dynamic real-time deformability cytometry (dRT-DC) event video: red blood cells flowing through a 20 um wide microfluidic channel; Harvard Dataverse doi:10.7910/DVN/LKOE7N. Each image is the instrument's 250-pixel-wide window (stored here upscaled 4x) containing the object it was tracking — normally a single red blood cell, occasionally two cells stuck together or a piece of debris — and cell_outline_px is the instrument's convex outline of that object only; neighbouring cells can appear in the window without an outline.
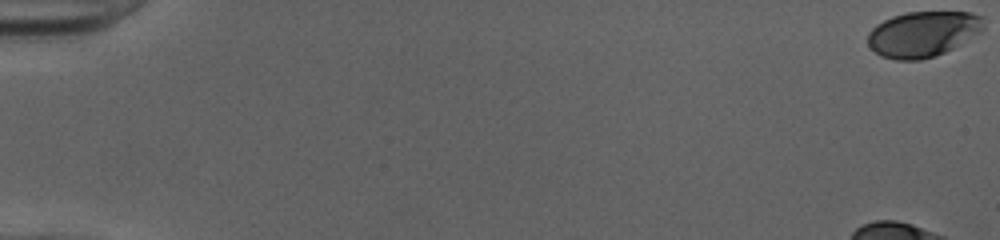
{"species": "human", "species_latin": "Homo sapiens", "temperature_condition": "cold", "stored_images_in_passage": 22, "camera_frame_rate_fps": 3000, "um_per_image_px": 0.085, "donor": {"sex": "female"}, "frame": {"image": 1, "passage_image": 1, "time_ms": 0.0, "image_size_px": [1000, 240], "cell_outline_px": [[984, 28], [980, 32], [952, 48], [936, 56], [920, 60], [896, 60], [880, 56], [868, 44], [868, 32], [876, 24], [892, 16], [908, 12], [968, 12], [984, 16]], "centroid_in_image_um": [78.44, 2.88], "position_along_channel_um": 6.6, "area_um2": 30.75}}